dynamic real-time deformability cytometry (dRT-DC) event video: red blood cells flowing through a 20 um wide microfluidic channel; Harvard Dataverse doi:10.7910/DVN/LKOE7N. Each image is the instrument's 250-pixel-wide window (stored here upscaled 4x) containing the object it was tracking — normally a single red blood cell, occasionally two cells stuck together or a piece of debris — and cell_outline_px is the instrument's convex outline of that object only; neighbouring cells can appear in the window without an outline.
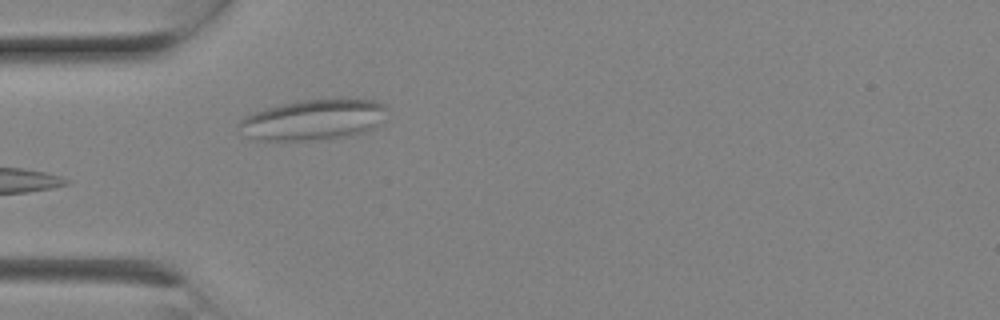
{"species": "Egyptian fruit bat (a non-hibernating species)", "species_latin": "Rousettus aegyptiacus", "temperature_condition": "room temperature", "stored_images_in_passage": 7, "camera_frame_rate_fps": 3000, "um_per_image_px": 0.085, "animal": {"sex": "female"}, "frame": {"image": 1, "passage_image": 7, "time_ms": 2.0, "image_size_px": [1000, 320], "cell_outline_px": [[388, 120], [376, 128], [364, 132], [332, 140], [260, 140], [252, 136], [240, 124], [240, 120], [244, 116], [268, 108], [300, 100], [336, 96], [344, 96], [376, 100], [384, 104], [388, 108]], "centroid_in_image_um": [26.9, 10.13], "position_along_channel_um": 58.1, "area_um2": 36.01}}